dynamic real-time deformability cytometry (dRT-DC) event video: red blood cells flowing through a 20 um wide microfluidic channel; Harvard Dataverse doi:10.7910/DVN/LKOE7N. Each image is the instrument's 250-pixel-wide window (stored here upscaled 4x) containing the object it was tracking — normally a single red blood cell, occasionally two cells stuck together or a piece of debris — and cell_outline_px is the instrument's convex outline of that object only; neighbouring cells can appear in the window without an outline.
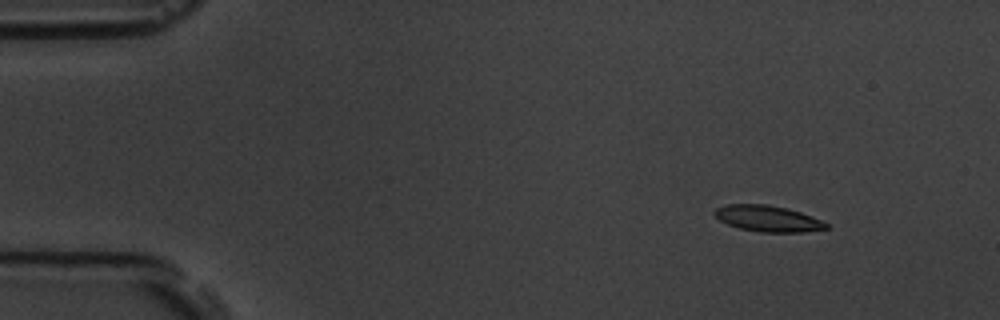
{"species": "common noctule bat (a hibernating species)", "species_latin": "Nyctalus noctula", "temperature_condition": "room temperature", "stored_images_in_passage": 5, "camera_frame_rate_fps": 3000, "um_per_image_px": 0.085, "animal": {"sex": "male", "body_mass_g": 19.5, "forearm_length_mm": 54.6}, "frame": {"image": 1, "passage_image": 2, "time_ms": 0.333, "image_size_px": [1000, 320], "cell_outline_px": [[828, 228], [804, 232], [760, 232], [740, 228], [728, 224], [720, 220], [712, 212], [716, 208], [724, 204], [768, 204], [788, 208], [812, 216], [828, 224]], "centroid_in_image_um": [65.25, 18.56], "position_along_channel_um": 19.8, "area_um2": 16.99}}
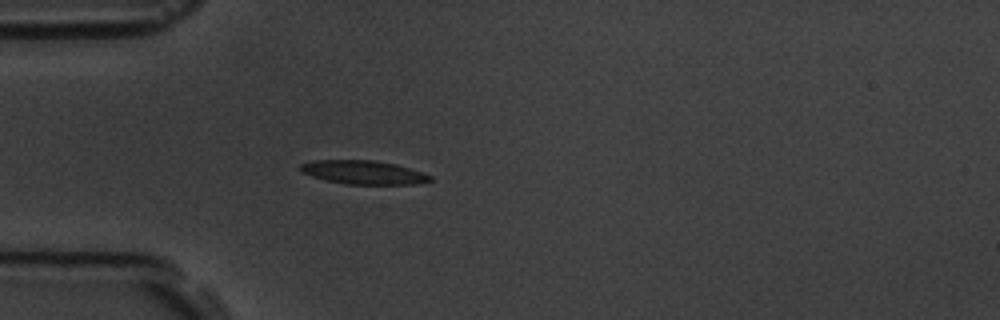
{"frame": {"image": 2, "passage_image": 5, "time_ms": 1.333, "image_size_px": [1000, 320], "cell_outline_px": [[432, 180], [416, 184], [344, 184], [312, 176], [300, 172], [296, 168], [300, 164], [312, 160], [372, 160], [396, 164], [432, 176]], "centroid_in_image_um": [30.82, 14.64], "position_along_channel_um": 54.2, "area_um2": 17.86}}